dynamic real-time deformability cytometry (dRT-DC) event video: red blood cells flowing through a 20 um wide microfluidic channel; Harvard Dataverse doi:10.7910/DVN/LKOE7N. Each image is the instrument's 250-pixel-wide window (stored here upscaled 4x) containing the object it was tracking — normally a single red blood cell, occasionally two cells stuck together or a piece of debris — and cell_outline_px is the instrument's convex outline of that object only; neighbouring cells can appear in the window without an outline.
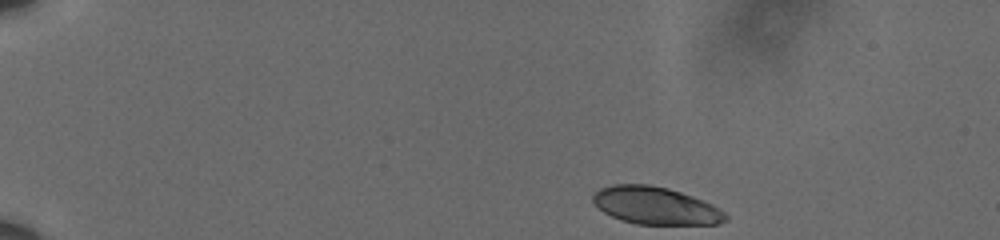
{"species": "human", "species_latin": "Homo sapiens", "temperature_condition": "cold", "stored_images_in_passage": 45, "camera_frame_rate_fps": 3000, "um_per_image_px": 0.085, "donor": {"sex": "male"}, "frame": {"image": 1, "passage_image": 1, "time_ms": 0.0, "image_size_px": [1000, 240], "cell_outline_px": [[728, 220], [720, 224], [636, 224], [620, 220], [604, 212], [592, 200], [592, 196], [600, 188], [612, 184], [648, 184], [668, 188], [704, 200], [720, 208], [728, 216]], "centroid_in_image_um": [55.75, 17.48], "position_along_channel_um": 29.2, "area_um2": 29.02}}
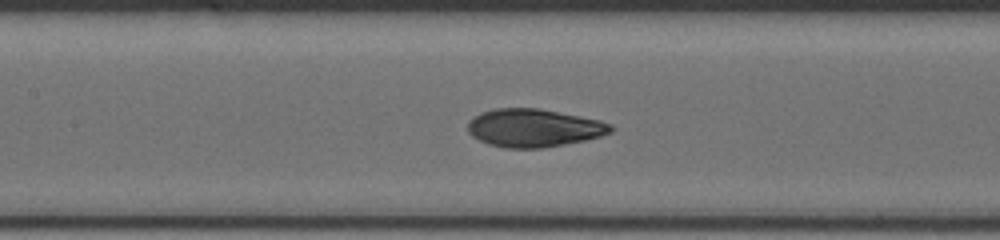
{"frame": {"image": 2, "passage_image": 19, "time_ms": 6.0, "image_size_px": [1000, 240], "cell_outline_px": [[616, 128], [612, 132], [600, 136], [584, 140], [544, 148], [504, 148], [488, 144], [472, 136], [468, 132], [468, 120], [480, 112], [496, 108], [540, 108], [600, 120], [612, 124]], "centroid_in_image_um": [45.37, 10.87], "position_along_channel_um": 162.0, "area_um2": 31.91}}
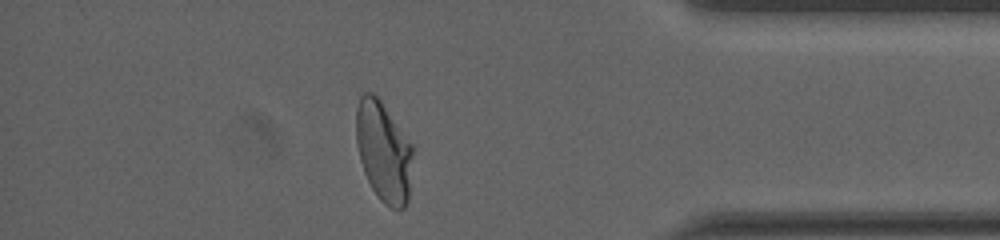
{"frame": {"image": 3, "passage_image": 39, "time_ms": 12.667, "image_size_px": [1000, 240], "cell_outline_px": [[412, 156], [408, 200], [404, 208], [392, 208], [384, 204], [380, 200], [372, 188], [364, 172], [360, 160], [356, 140], [356, 108], [360, 96], [364, 92], [372, 92], [380, 100], [412, 144]], "centroid_in_image_um": [32.58, 12.88], "position_along_channel_um": 402.6, "area_um2": 32.83}, "authors_computed_cell_mechanics": {"area_um2": 31.5588, "velocity_mm_per_s": 3.5949, "shape_relaxation_time_tau1_ms": 3.8615, "shape_relaxation_time_tau2_ms": 0.7604, "deformation_change_tau1": 0.1697, "deformation_change_tau2": 0.055}}